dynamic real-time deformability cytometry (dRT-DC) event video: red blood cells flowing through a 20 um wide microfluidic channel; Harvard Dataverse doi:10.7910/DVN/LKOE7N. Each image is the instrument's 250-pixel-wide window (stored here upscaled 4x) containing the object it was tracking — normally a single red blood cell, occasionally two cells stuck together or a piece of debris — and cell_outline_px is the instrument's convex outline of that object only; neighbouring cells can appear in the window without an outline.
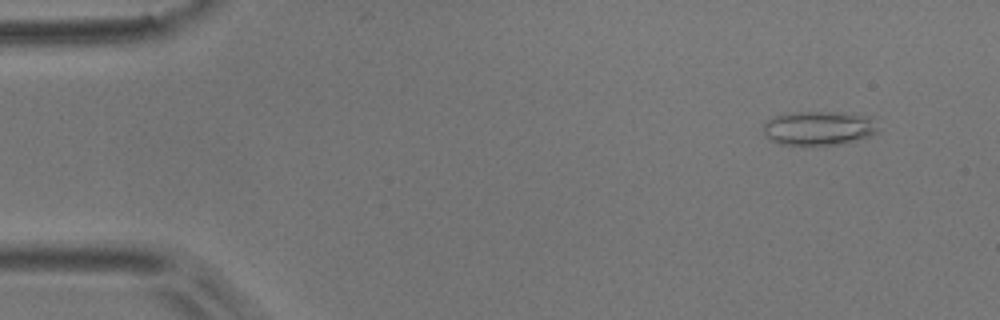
{"species": "common noctule bat (a hibernating species)", "species_latin": "Nyctalus noctula", "temperature_condition": "room temperature", "stored_images_in_passage": 2, "camera_frame_rate_fps": 3000, "um_per_image_px": 0.085, "animal": {"sex": "male", "body_mass_g": 17.9}, "frame": {"image": 1, "passage_image": 1, "time_ms": 0.0, "image_size_px": [1000, 320], "cell_outline_px": [[880, 128], [872, 136], [840, 144], [780, 144], [768, 140], [764, 136], [764, 124], [768, 120], [784, 112], [840, 112], [872, 116]], "centroid_in_image_um": [69.62, 10.87], "position_along_channel_um": 15.4, "area_um2": 23.06}}